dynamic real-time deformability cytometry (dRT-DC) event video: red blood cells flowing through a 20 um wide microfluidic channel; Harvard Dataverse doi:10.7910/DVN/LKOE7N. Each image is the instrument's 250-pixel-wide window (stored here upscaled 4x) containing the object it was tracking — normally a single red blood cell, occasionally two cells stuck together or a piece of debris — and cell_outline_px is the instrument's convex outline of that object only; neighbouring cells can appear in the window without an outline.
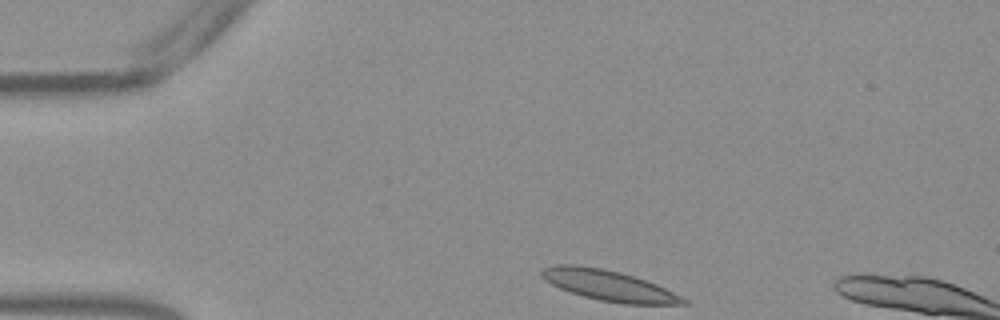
{"species": "Egyptian fruit bat (a non-hibernating species)", "species_latin": "Rousettus aegyptiacus", "temperature_condition": "warm", "stored_images_in_passage": 35, "camera_frame_rate_fps": 3000, "um_per_image_px": 0.085, "frame": {"image": 1, "passage_image": 1, "time_ms": 0.0, "image_size_px": [1000, 320], "cell_outline_px": [[692, 304], [624, 304], [600, 300], [584, 296], [560, 288], [544, 280], [540, 276], [540, 272], [544, 268], [556, 264], [576, 264], [604, 268], [620, 272], [656, 284], [688, 300]], "centroid_in_image_um": [51.72, 24.25], "position_along_channel_um": 33.3, "area_um2": 25.09}}
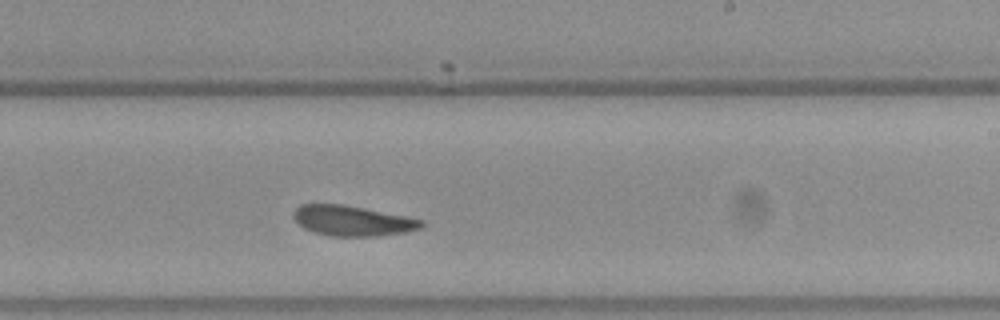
{"frame": {"image": 2, "passage_image": 23, "time_ms": 7.333, "image_size_px": [1000, 320], "cell_outline_px": [[424, 224], [420, 228], [404, 232], [376, 236], [332, 236], [316, 232], [304, 228], [292, 216], [292, 212], [300, 204], [344, 204], [408, 216], [424, 220]], "centroid_in_image_um": [29.97, 18.75], "position_along_channel_um": 259.0, "area_um2": 22.54}}
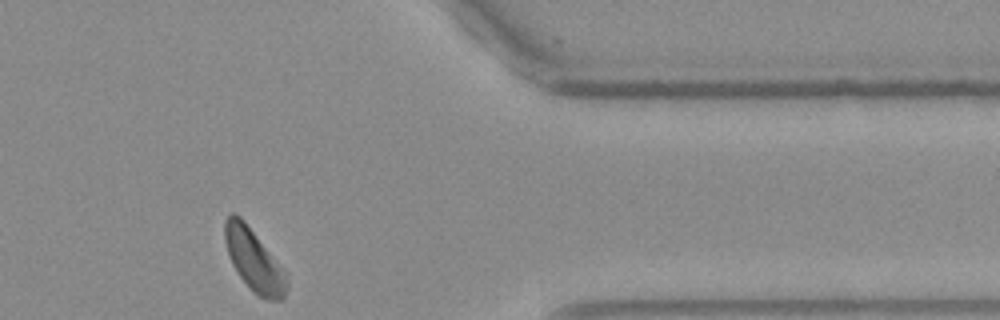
{"frame": {"image": 3, "passage_image": 35, "time_ms": 11.333, "image_size_px": [1000, 320], "cell_outline_px": [[288, 288], [284, 300], [264, 300], [236, 272], [232, 264], [224, 240], [224, 220], [232, 212], [236, 212], [244, 220], [288, 272]], "centroid_in_image_um": [21.63, 22.1], "position_along_channel_um": 389.8, "area_um2": 22.72}, "authors_computed_cell_mechanics": {"area_um2": 23.3512, "velocity_mm_per_s": 3.7633, "shape_relaxation_time_tau1_ms": 6.7312, "shape_relaxation_time_tau2_ms": 3.6742, "deformation_change_tau1": 0.114, "deformation_change_tau2": 0.0847}}